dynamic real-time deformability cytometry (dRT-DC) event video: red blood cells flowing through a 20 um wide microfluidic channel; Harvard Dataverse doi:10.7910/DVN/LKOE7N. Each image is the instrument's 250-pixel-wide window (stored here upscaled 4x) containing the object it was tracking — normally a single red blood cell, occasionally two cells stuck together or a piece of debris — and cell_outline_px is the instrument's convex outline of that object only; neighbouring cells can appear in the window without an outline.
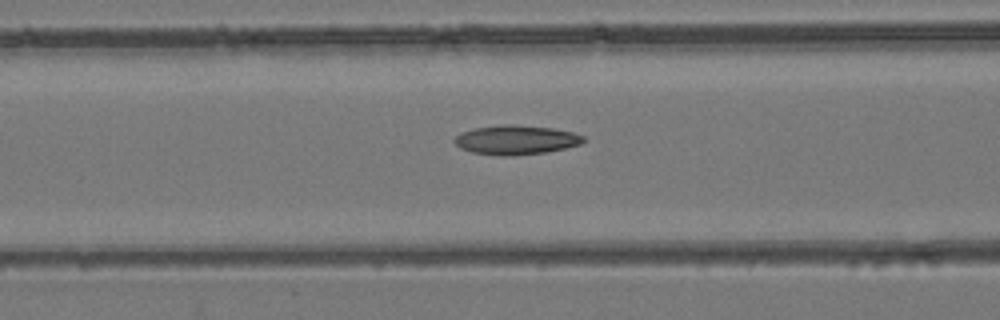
{"species": "common noctule bat (a hibernating species)", "species_latin": "Nyctalus noctula", "temperature_condition": "room temperature", "stored_images_in_passage": 46, "camera_frame_rate_fps": 3000, "um_per_image_px": 0.085, "animal": {"sex": "female", "body_mass_g": 24.6, "forearm_length_mm": 56.2}, "frame": {"image": 1, "passage_image": 18, "time_ms": 5.667, "image_size_px": [1000, 320], "cell_outline_px": [[584, 140], [580, 144], [564, 148], [544, 152], [516, 156], [504, 156], [472, 152], [460, 148], [452, 140], [460, 132], [476, 128], [508, 124], [552, 128], [572, 132], [584, 136]], "centroid_in_image_um": [43.83, 11.9], "position_along_channel_um": 122.8, "area_um2": 21.79}}
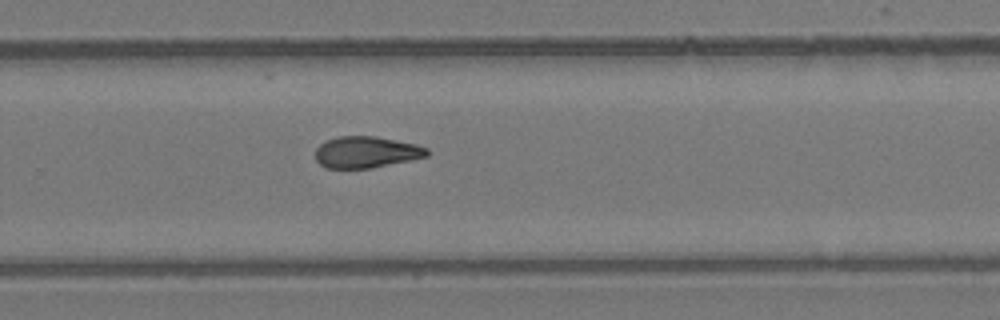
{"frame": {"image": 2, "passage_image": 30, "time_ms": 9.667, "image_size_px": [1000, 320], "cell_outline_px": [[428, 156], [368, 168], [328, 168], [320, 164], [316, 160], [316, 148], [320, 144], [328, 140], [340, 136], [376, 136], [416, 144], [428, 148]], "centroid_in_image_um": [31.12, 12.92], "position_along_channel_um": 298.7, "area_um2": 20.17}}
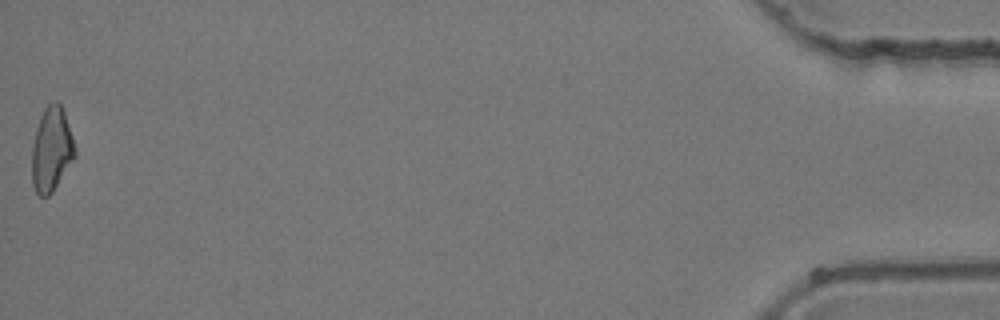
{"frame": {"image": 3, "passage_image": 46, "time_ms": 15.0, "image_size_px": [1000, 320], "cell_outline_px": [[76, 156], [52, 192], [48, 196], [40, 196], [36, 192], [32, 184], [32, 144], [36, 128], [40, 116], [44, 108], [52, 100], [56, 100], [60, 104], [64, 112], [76, 148]], "centroid_in_image_um": [4.37, 12.68], "position_along_channel_um": 430.8, "area_um2": 21.21}}